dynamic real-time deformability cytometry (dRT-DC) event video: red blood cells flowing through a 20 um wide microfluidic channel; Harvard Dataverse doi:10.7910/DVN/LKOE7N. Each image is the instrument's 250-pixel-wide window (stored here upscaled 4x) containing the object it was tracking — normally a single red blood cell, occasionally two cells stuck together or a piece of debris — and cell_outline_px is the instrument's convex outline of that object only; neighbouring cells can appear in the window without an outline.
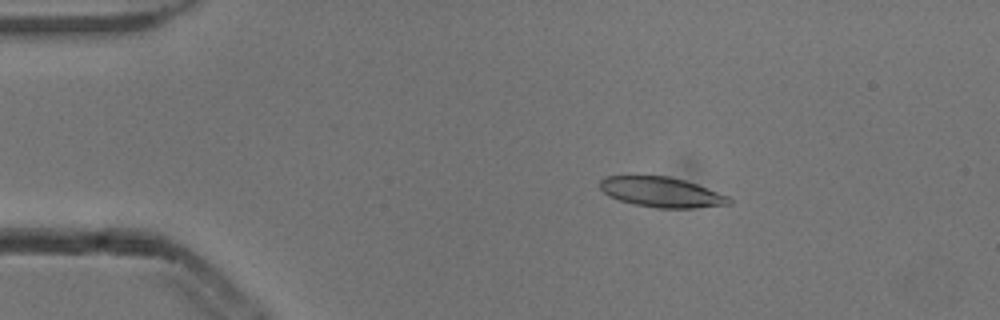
{"species": "common noctule bat (a hibernating species)", "species_latin": "Nyctalus noctula", "temperature_condition": "cold", "stored_images_in_passage": 5, "camera_frame_rate_fps": 3000, "um_per_image_px": 0.085, "animal": {"sex": "male", "body_mass_g": 13.3}, "frame": {"image": 1, "passage_image": 2, "time_ms": 0.333, "image_size_px": [1000, 320], "cell_outline_px": [[732, 204], [696, 208], [656, 208], [632, 204], [608, 196], [600, 188], [600, 180], [604, 176], [668, 176], [684, 180], [696, 184], [728, 196], [732, 200]], "centroid_in_image_um": [56.22, 16.34], "position_along_channel_um": 28.8, "area_um2": 22.66}}
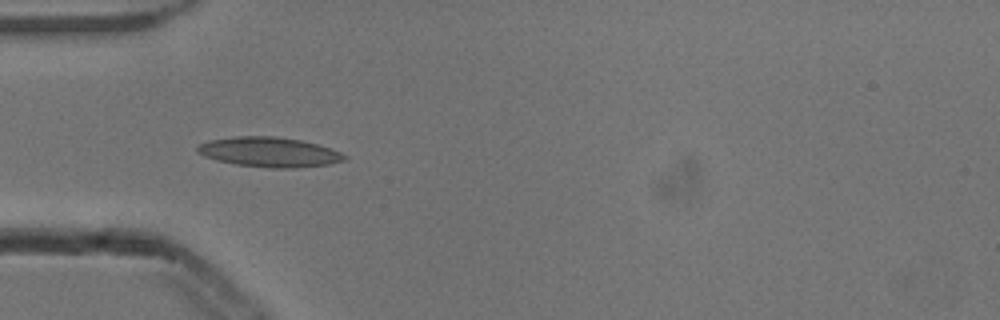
{"frame": {"image": 2, "passage_image": 4, "time_ms": 1.0, "image_size_px": [1000, 320], "cell_outline_px": [[348, 160], [328, 164], [296, 168], [268, 168], [236, 164], [216, 160], [204, 156], [196, 152], [196, 148], [200, 144], [208, 140], [232, 136], [276, 136], [300, 140], [332, 148], [348, 156]], "centroid_in_image_um": [22.89, 12.92], "position_along_channel_um": 62.1, "area_um2": 25.78}}
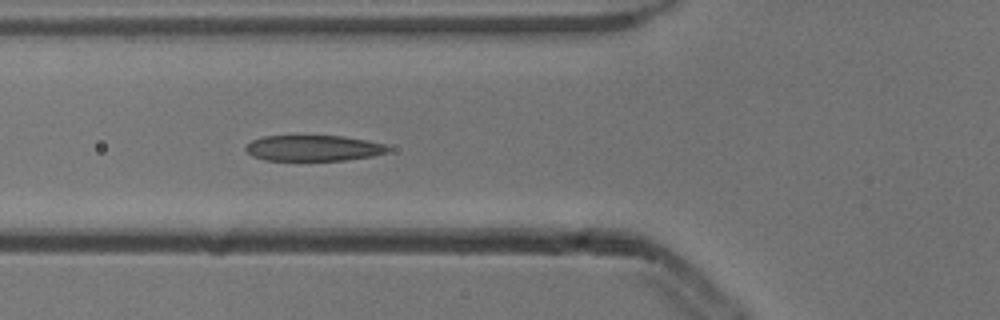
{"frame": {"image": 3, "passage_image": 5, "time_ms": 1.333, "image_size_px": [1000, 320], "cell_outline_px": [[388, 152], [372, 156], [344, 160], [264, 160], [252, 156], [244, 148], [244, 144], [252, 140], [264, 136], [344, 136], [368, 140], [384, 144], [388, 148]], "centroid_in_image_um": [26.6, 12.58], "position_along_channel_um": 99.2, "area_um2": 21.39}}